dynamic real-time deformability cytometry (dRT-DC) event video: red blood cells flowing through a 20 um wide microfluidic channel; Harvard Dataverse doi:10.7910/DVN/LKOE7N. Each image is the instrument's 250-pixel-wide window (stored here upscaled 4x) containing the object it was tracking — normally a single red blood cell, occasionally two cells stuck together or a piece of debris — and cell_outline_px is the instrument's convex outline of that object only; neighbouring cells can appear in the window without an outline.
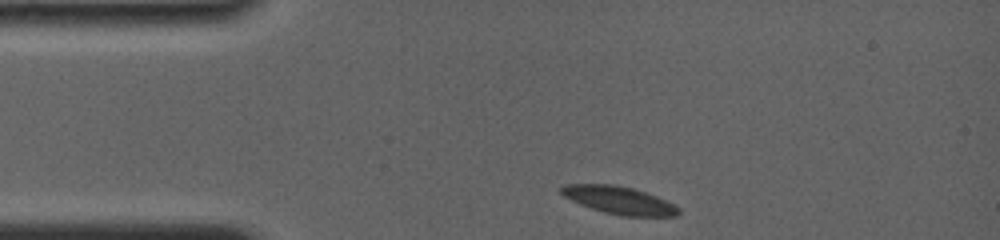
{"species": "common noctule bat (a hibernating species)", "species_latin": "Nyctalus noctula", "temperature_condition": "room temperature", "stored_images_in_passage": 49, "camera_frame_rate_fps": 4000, "um_per_image_px": 0.085, "animal": {"sex": "female", "body_mass_g": 19.0, "forearm_length_mm": 56.7}, "frame": {"image": 1, "passage_image": 1, "time_ms": 0.0, "image_size_px": [1000, 240], "cell_outline_px": [[680, 212], [676, 216], [624, 216], [604, 212], [580, 204], [564, 196], [560, 192], [560, 188], [564, 184], [616, 184], [632, 188], [656, 196], [680, 208]], "centroid_in_image_um": [52.61, 17.01], "position_along_channel_um": 32.4, "area_um2": 18.73}}
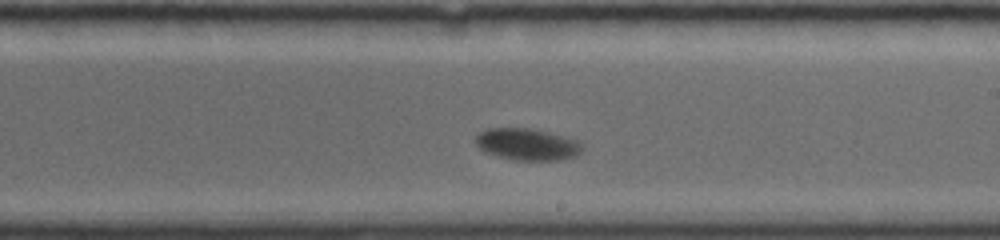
{"frame": {"image": 2, "passage_image": 28, "time_ms": 6.75, "image_size_px": [1000, 240], "cell_outline_px": [[584, 148], [576, 156], [560, 160], [516, 160], [500, 156], [488, 152], [480, 148], [472, 140], [484, 128], [532, 128], [548, 132], [576, 140]], "centroid_in_image_um": [44.79, 12.25], "position_along_channel_um": 244.2, "area_um2": 19.65}}
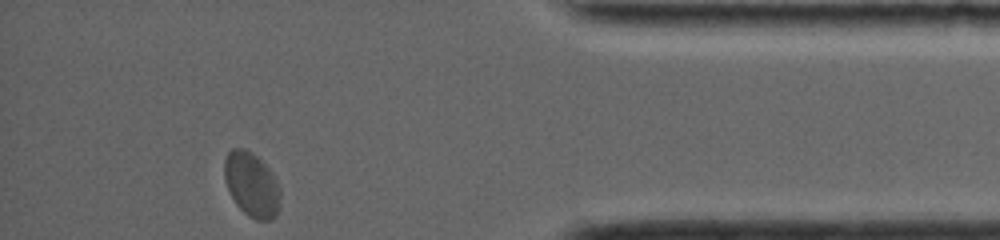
{"frame": {"image": 3, "passage_image": 49, "time_ms": 12.0, "image_size_px": [1000, 240], "cell_outline_px": [[280, 204], [276, 216], [272, 220], [256, 220], [248, 216], [236, 204], [228, 192], [224, 180], [224, 160], [228, 152], [232, 148], [244, 148], [252, 152], [272, 172], [280, 188]], "centroid_in_image_um": [21.38, 15.7], "position_along_channel_um": 413.8, "area_um2": 21.27}, "authors_computed_cell_mechanics": {"area_um2": 19.8832, "velocity_mm_per_s": 3.6893, "shape_relaxation_time_tau1_ms": 2.4043, "shape_relaxation_time_tau2_ms": null, "deformation_change_tau1": 0.1076, "deformation_change_tau2": null}}